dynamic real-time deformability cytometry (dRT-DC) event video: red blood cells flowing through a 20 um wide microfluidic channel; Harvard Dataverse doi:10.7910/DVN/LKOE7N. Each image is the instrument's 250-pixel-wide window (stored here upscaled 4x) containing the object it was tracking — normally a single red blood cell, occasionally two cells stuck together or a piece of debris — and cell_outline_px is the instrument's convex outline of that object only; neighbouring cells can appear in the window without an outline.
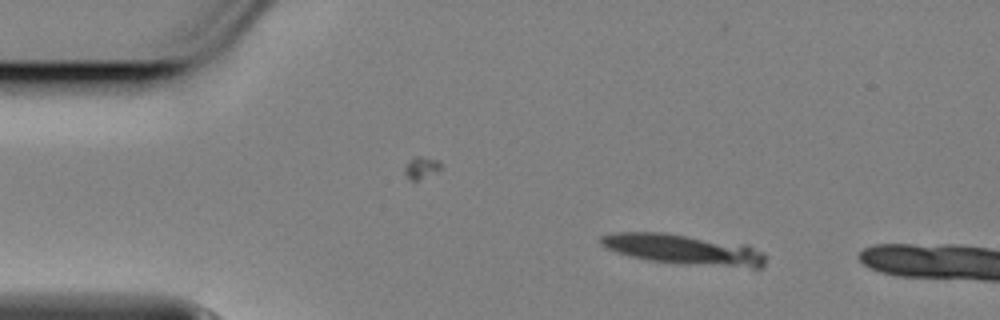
{"species": "Egyptian fruit bat (a non-hibernating species)", "species_latin": "Rousettus aegyptiacus", "temperature_condition": "cold", "stored_images_in_passage": 21, "camera_frame_rate_fps": 3000, "um_per_image_px": 0.085, "animal": {"sex": "female"}, "frame": {"image": 1, "passage_image": 2, "time_ms": 0.333, "image_size_px": [1000, 320], "cell_outline_px": [[764, 268], [752, 268], [680, 264], [648, 260], [616, 252], [604, 248], [600, 244], [600, 236], [616, 232], [664, 232], [748, 244], [764, 252]], "centroid_in_image_um": [58.12, 21.2], "position_along_channel_um": 26.9, "area_um2": 29.54}}